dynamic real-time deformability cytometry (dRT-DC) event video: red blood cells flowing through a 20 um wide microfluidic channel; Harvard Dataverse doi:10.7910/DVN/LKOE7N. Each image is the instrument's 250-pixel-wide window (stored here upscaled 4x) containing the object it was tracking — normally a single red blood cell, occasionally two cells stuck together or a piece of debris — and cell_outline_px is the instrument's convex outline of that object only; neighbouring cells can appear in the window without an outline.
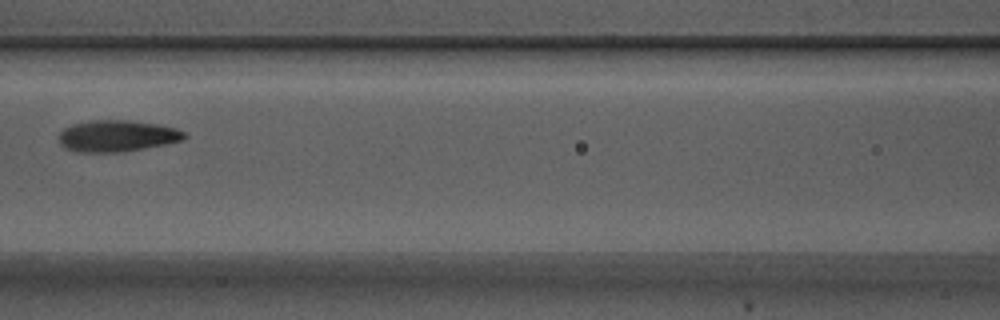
{"species": "Egyptian fruit bat (a non-hibernating species)", "species_latin": "Rousettus aegyptiacus", "temperature_condition": "warm", "stored_images_in_passage": 5, "camera_frame_rate_fps": 3000, "um_per_image_px": 0.085, "animal": {"sex": "male"}, "frame": {"image": 1, "passage_image": 5, "time_ms": 1.333, "image_size_px": [1000, 320], "cell_outline_px": [[188, 136], [184, 140], [168, 144], [120, 152], [76, 152], [64, 148], [60, 144], [60, 132], [64, 128], [72, 124], [92, 120], [128, 120], [160, 124], [176, 128], [184, 132]], "centroid_in_image_um": [9.98, 11.55], "position_along_channel_um": 156.6, "area_um2": 23.24}}